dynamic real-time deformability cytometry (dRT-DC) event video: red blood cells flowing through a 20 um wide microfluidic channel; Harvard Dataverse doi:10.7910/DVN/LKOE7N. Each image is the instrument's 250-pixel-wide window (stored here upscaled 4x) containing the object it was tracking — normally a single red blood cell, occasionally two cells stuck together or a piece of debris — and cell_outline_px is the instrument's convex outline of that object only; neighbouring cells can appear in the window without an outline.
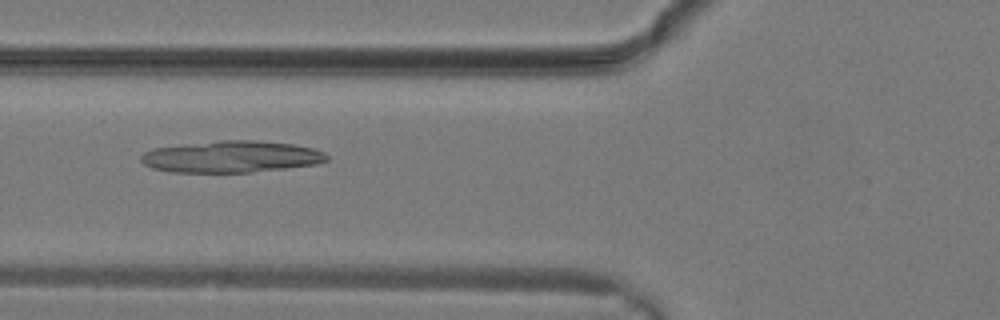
{"species": "common noctule bat (a hibernating species)", "species_latin": "Nyctalus noctula", "temperature_condition": "warm", "stored_images_in_passage": 17, "camera_frame_rate_fps": 3000, "um_per_image_px": 0.085, "animal": {"sex": "male", "body_mass_g": 19.2, "forearm_length_mm": 51.8}, "frame": {"image": 1, "passage_image": 12, "time_ms": 3.667, "image_size_px": [1000, 320], "cell_outline_px": [[328, 160], [316, 164], [252, 172], [172, 172], [152, 168], [144, 164], [140, 160], [140, 156], [144, 152], [152, 148], [184, 144], [220, 140], [256, 140], [292, 144], [312, 148], [324, 152], [328, 156]], "centroid_in_image_um": [19.63, 13.31], "position_along_channel_um": 106.2, "area_um2": 34.28}}
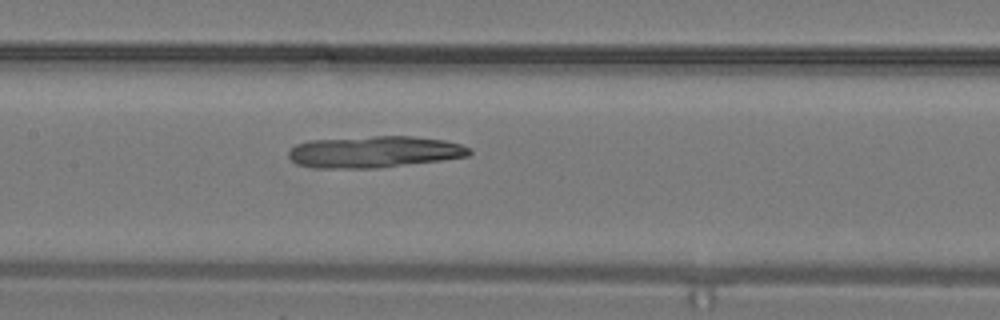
{"frame": {"image": 2, "passage_image": 15, "time_ms": 4.667, "image_size_px": [1000, 320], "cell_outline_px": [[472, 152], [468, 156], [444, 160], [376, 168], [316, 168], [296, 164], [288, 156], [288, 152], [296, 144], [312, 140], [372, 136], [412, 136], [444, 140], [460, 144], [472, 148]], "centroid_in_image_um": [31.84, 12.91], "position_along_channel_um": 175.6, "area_um2": 33.41}}
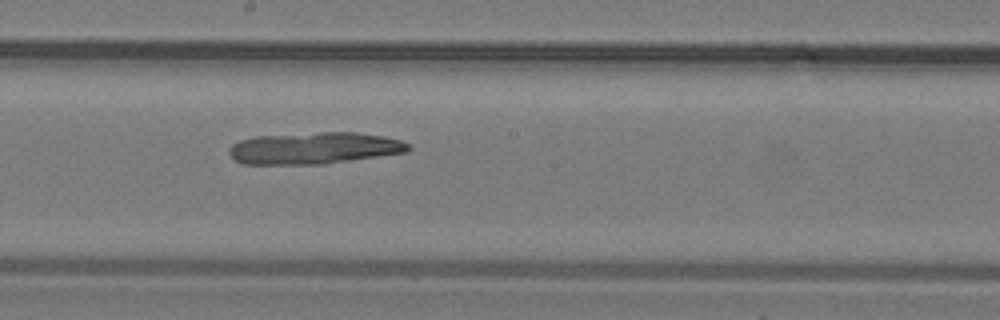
{"frame": {"image": 3, "passage_image": 17, "time_ms": 5.333, "image_size_px": [1000, 320], "cell_outline_px": [[412, 148], [408, 152], [324, 164], [244, 164], [236, 160], [228, 152], [228, 148], [232, 144], [240, 140], [256, 136], [324, 132], [356, 132], [384, 136], [400, 140], [408, 144]], "centroid_in_image_um": [26.72, 12.59], "position_along_channel_um": 221.5, "area_um2": 33.18}}